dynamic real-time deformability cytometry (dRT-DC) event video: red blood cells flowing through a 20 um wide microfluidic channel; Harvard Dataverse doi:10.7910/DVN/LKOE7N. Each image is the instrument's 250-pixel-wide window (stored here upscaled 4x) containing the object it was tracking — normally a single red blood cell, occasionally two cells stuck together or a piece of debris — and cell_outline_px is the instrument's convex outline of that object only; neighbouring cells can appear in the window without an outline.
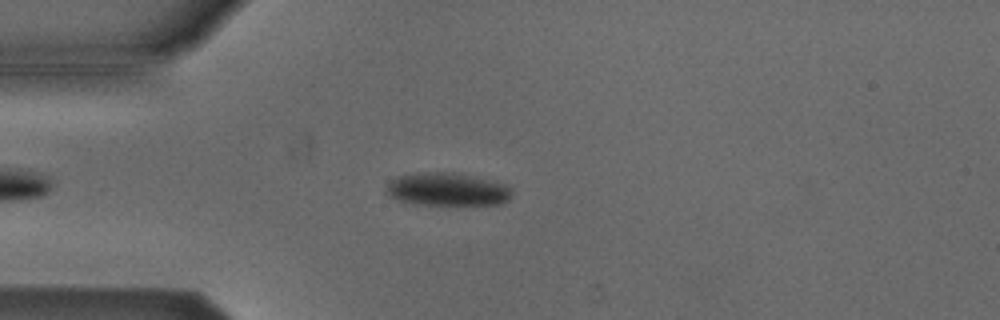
{"species": "Egyptian fruit bat (a non-hibernating species)", "species_latin": "Rousettus aegyptiacus", "temperature_condition": "cold", "stored_images_in_passage": 45, "camera_frame_rate_fps": 3000, "um_per_image_px": 0.085, "animal": {"sex": "male"}, "frame": {"image": 1, "passage_image": 9, "time_ms": 2.667, "image_size_px": [1000, 320], "cell_outline_px": [[512, 196], [504, 204], [412, 204], [388, 196], [384, 192], [388, 184], [392, 180], [400, 176], [424, 172], [452, 172], [504, 184], [512, 188]], "centroid_in_image_um": [38.01, 16.11], "position_along_channel_um": 47.0, "area_um2": 23.87}}
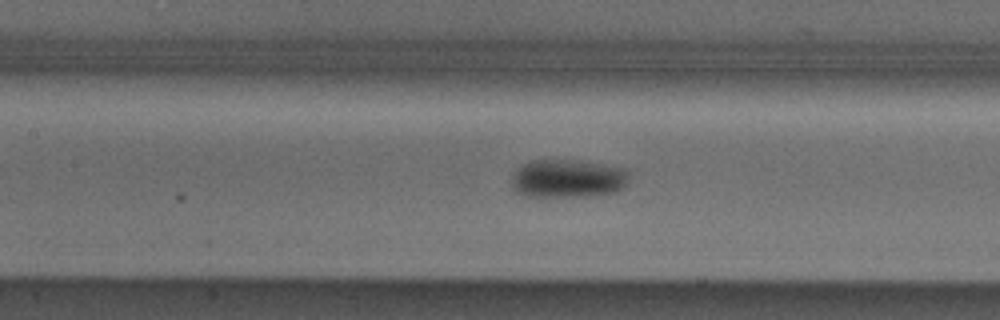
{"frame": {"image": 2, "passage_image": 19, "time_ms": 6.0, "image_size_px": [1000, 320], "cell_outline_px": [[628, 184], [624, 188], [616, 192], [592, 196], [524, 196], [516, 192], [512, 188], [512, 176], [516, 168], [528, 160], [580, 160], [624, 168], [628, 172]], "centroid_in_image_um": [48.26, 15.17], "position_along_channel_um": 159.1, "area_um2": 26.65}}
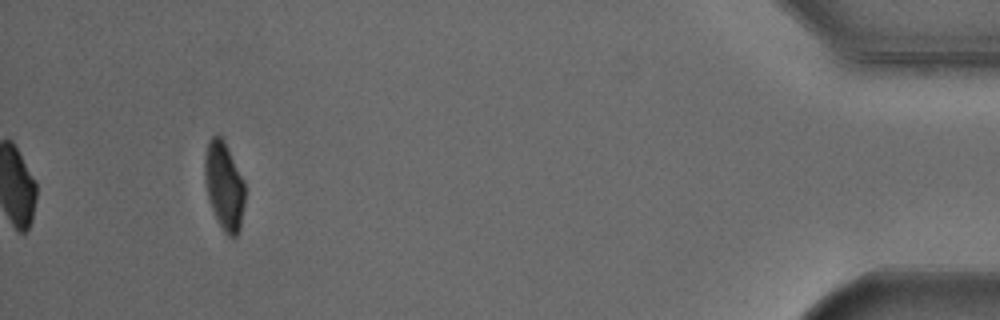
{"frame": {"image": 3, "passage_image": 45, "time_ms": 14.667, "image_size_px": [1000, 320], "cell_outline_px": [[244, 204], [240, 228], [236, 236], [228, 236], [224, 232], [212, 208], [208, 196], [204, 180], [204, 156], [208, 140], [212, 136], [220, 136], [224, 140], [244, 180]], "centroid_in_image_um": [19.04, 15.76], "position_along_channel_um": 416.2, "area_um2": 20.46}, "authors_computed_cell_mechanics": {"area_um2": 23.6402, "velocity_mm_per_s": 3.8092, "shape_relaxation_time_tau1_ms": 4.0377, "shape_relaxation_time_tau2_ms": null, "deformation_change_tau1": 0.0994, "deformation_change_tau2": null}}